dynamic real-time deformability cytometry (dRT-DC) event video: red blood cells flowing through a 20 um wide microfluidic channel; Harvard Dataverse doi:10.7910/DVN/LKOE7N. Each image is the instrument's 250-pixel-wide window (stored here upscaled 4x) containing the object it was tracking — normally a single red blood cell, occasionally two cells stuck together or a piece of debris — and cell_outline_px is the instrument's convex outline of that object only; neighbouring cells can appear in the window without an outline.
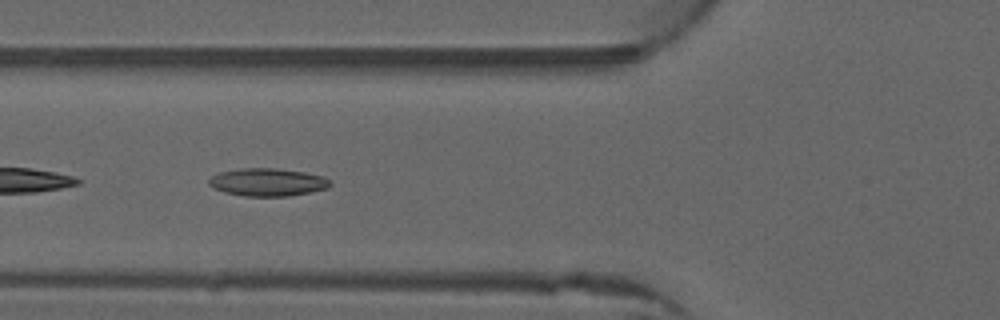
{"species": "common noctule bat (a hibernating species)", "species_latin": "Nyctalus noctula", "temperature_condition": "warm", "stored_images_in_passage": 33, "camera_frame_rate_fps": 3000, "um_per_image_px": 0.085, "animal": {"sex": "male", "forearm_length_mm": 52.5}, "frame": {"image": 1, "passage_image": 6, "time_ms": 1.667, "image_size_px": [1000, 320], "cell_outline_px": [[332, 184], [328, 188], [288, 196], [244, 196], [224, 192], [208, 184], [208, 180], [212, 176], [220, 172], [240, 168], [276, 168], [304, 172], [324, 176], [332, 180]], "centroid_in_image_um": [22.77, 15.48], "position_along_channel_um": 103.0, "area_um2": 19.65}}
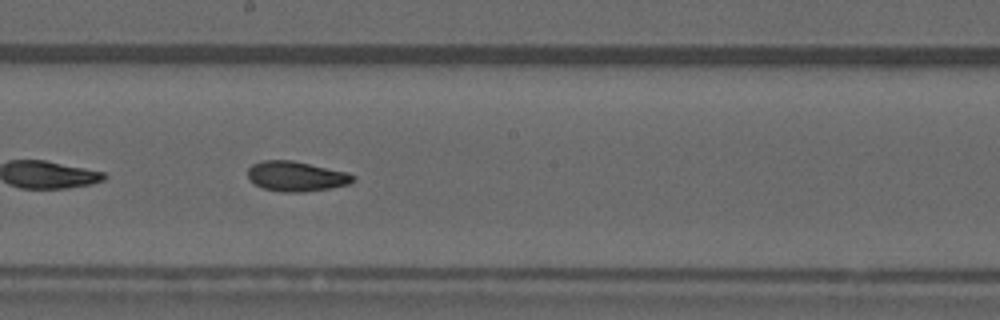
{"frame": {"image": 2, "passage_image": 15, "time_ms": 4.667, "image_size_px": [1000, 320], "cell_outline_px": [[356, 180], [348, 184], [328, 188], [300, 192], [284, 192], [264, 188], [256, 184], [248, 176], [248, 168], [252, 164], [264, 160], [292, 160], [348, 172], [356, 176]], "centroid_in_image_um": [25.21, 14.97], "position_along_channel_um": 223.0, "area_um2": 18.21}, "authors_computed_cell_mechanics": {"area_um2": 18.207, "velocity_mm_per_s": 3.9932, "shape_relaxation_time_tau1_ms": null, "shape_relaxation_time_tau2_ms": 2.5631, "deformation_change_tau1": null, "deformation_change_tau2": 0.0865}}